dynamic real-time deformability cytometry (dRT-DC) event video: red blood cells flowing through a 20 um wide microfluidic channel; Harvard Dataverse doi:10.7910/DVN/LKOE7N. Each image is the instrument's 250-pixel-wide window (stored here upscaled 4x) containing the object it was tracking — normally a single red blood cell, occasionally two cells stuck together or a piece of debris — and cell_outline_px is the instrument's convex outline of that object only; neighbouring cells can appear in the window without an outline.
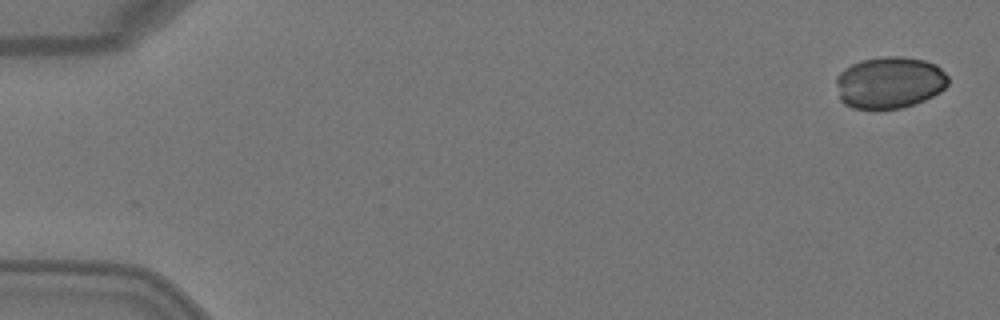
{"species": "Egyptian fruit bat (a non-hibernating species)", "species_latin": "Rousettus aegyptiacus", "temperature_condition": "warm", "stored_images_in_passage": 2, "camera_frame_rate_fps": 3000, "um_per_image_px": 0.085, "animal": {"sex": "female"}, "frame": {"image": 1, "passage_image": 2, "time_ms": 0.333, "image_size_px": [1000, 320], "cell_outline_px": [[948, 84], [940, 92], [924, 100], [900, 108], [852, 108], [844, 104], [840, 100], [836, 84], [836, 76], [844, 68], [860, 60], [880, 56], [904, 56], [924, 60], [936, 64], [948, 76]], "centroid_in_image_um": [75.59, 6.99], "position_along_channel_um": 9.4, "area_um2": 33.93}}